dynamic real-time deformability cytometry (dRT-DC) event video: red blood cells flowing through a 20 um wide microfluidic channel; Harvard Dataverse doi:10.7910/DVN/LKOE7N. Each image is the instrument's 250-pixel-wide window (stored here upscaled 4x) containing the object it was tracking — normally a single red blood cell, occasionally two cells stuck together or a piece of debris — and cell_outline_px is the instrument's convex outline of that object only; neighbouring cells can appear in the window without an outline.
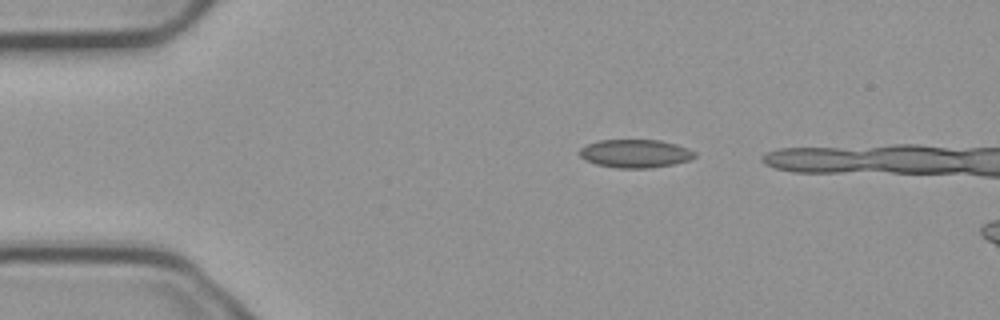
{"species": "common noctule bat (a hibernating species)", "species_latin": "Nyctalus noctula", "temperature_condition": "cold", "stored_images_in_passage": 12, "camera_frame_rate_fps": 3000, "um_per_image_px": 0.085, "animal": {"sex": "male", "body_mass_g": 23.1, "forearm_length_mm": 52.7}, "frame": {"image": 1, "passage_image": 6, "time_ms": 1.667, "image_size_px": [1000, 320], "cell_outline_px": [[696, 156], [688, 160], [672, 164], [648, 168], [616, 168], [596, 164], [584, 160], [576, 152], [580, 148], [588, 144], [600, 140], [660, 140], [676, 144], [688, 148], [696, 152]], "centroid_in_image_um": [53.96, 13.05], "position_along_channel_um": 31.0, "area_um2": 19.02}}